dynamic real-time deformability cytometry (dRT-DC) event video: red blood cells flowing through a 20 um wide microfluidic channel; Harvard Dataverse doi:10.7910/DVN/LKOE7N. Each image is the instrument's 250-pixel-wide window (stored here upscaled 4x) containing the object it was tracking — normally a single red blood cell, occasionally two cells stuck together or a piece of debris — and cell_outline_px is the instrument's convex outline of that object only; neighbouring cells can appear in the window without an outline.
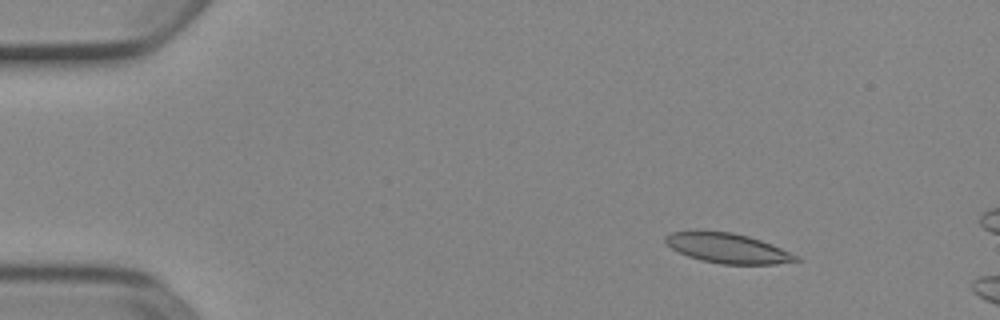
{"species": "Egyptian fruit bat (a non-hibernating species)", "species_latin": "Rousettus aegyptiacus", "temperature_condition": "cold", "stored_images_in_passage": 5, "camera_frame_rate_fps": 3000, "um_per_image_px": 0.085, "animal": {"sex": "female"}, "frame": {"image": 1, "passage_image": 3, "time_ms": 0.667, "image_size_px": [1000, 320], "cell_outline_px": [[800, 260], [776, 264], [720, 264], [700, 260], [688, 256], [672, 248], [664, 240], [664, 236], [672, 232], [696, 228], [732, 232], [748, 236], [772, 244], [800, 256]], "centroid_in_image_um": [61.81, 21.06], "position_along_channel_um": 23.2, "area_um2": 23.24}}